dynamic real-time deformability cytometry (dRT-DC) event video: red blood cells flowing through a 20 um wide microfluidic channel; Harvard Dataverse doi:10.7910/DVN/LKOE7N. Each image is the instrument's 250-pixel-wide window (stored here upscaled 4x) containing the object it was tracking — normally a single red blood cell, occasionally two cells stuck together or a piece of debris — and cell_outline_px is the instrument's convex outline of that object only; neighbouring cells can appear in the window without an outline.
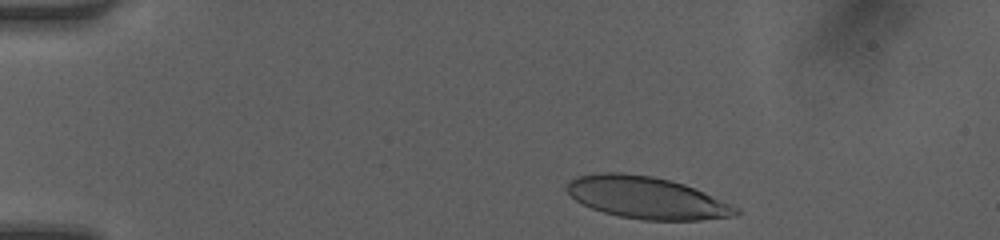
{"species": "human", "species_latin": "Homo sapiens", "temperature_condition": "room temperature", "stored_images_in_passage": 36, "camera_frame_rate_fps": 3000, "um_per_image_px": 0.085, "donor": {"sex": "female"}, "frame": {"image": 1, "passage_image": 2, "time_ms": 0.333, "image_size_px": [1000, 240], "cell_outline_px": [[740, 212], [736, 216], [700, 220], [644, 220], [620, 216], [604, 212], [592, 208], [576, 200], [568, 192], [568, 184], [576, 176], [600, 172], [624, 172], [652, 176], [684, 184], [704, 192], [740, 208]], "centroid_in_image_um": [55.0, 16.8], "position_along_channel_um": 30.0, "area_um2": 41.15}}
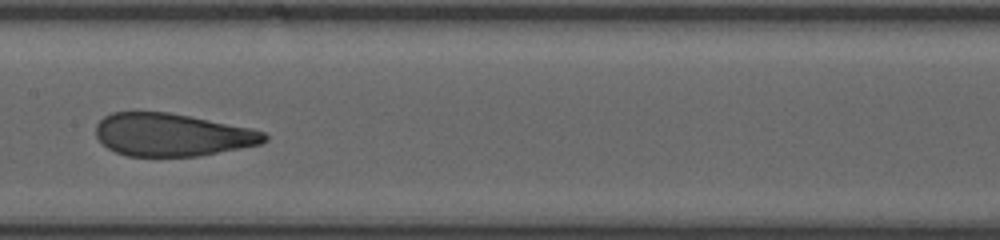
{"frame": {"image": 2, "passage_image": 19, "time_ms": 6.0, "image_size_px": [1000, 240], "cell_outline_px": [[268, 140], [260, 144], [200, 156], [128, 156], [116, 152], [108, 148], [96, 136], [96, 124], [104, 116], [112, 112], [168, 112], [252, 128], [264, 132], [268, 136]], "centroid_in_image_um": [14.63, 11.45], "position_along_channel_um": 192.8, "area_um2": 41.91}}
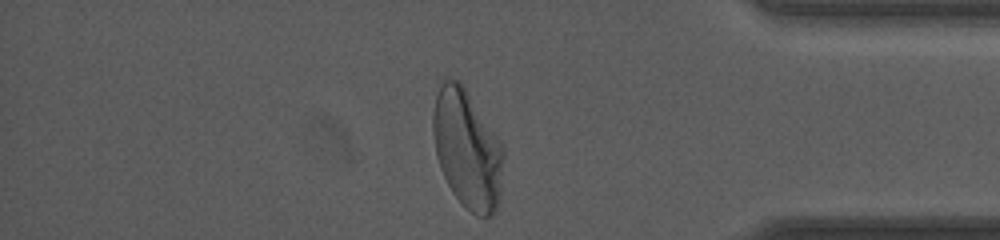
{"frame": {"image": 3, "passage_image": 35, "time_ms": 11.333, "image_size_px": [1000, 240], "cell_outline_px": [[504, 160], [500, 192], [496, 208], [492, 216], [476, 216], [452, 192], [440, 168], [436, 156], [432, 132], [432, 112], [440, 76], [460, 80], [504, 148]], "centroid_in_image_um": [39.67, 12.61], "position_along_channel_um": 395.5, "area_um2": 48.84}, "authors_computed_cell_mechanics": {"area_um2": 43.061, "velocity_mm_per_s": 4.2075, "shape_relaxation_time_tau1_ms": 6.3669, "shape_relaxation_time_tau2_ms": 0.8982, "deformation_change_tau1": 0.2471, "deformation_change_tau2": 0.0875}}